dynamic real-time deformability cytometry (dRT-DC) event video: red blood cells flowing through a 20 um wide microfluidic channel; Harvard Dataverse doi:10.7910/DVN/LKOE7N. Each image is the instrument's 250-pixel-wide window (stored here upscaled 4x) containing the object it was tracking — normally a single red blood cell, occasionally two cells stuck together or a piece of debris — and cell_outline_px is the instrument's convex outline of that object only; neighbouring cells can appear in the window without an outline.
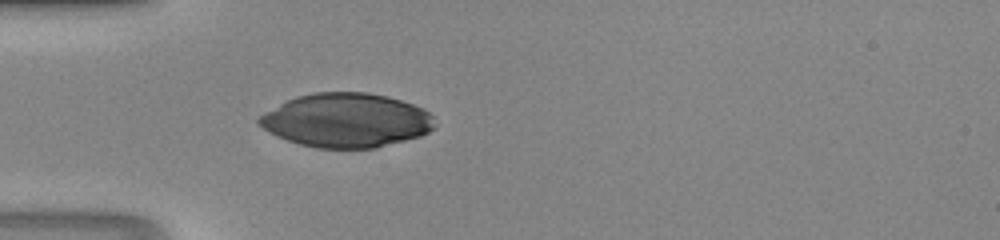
{"species": "human", "species_latin": "Homo sapiens", "temperature_condition": "room temperature", "stored_images_in_passage": 33, "camera_frame_rate_fps": 3000, "um_per_image_px": 0.085, "donor": {"sex": "male"}, "frame": {"image": 1, "passage_image": 1, "time_ms": 0.0, "image_size_px": [1000, 240], "cell_outline_px": [[436, 128], [420, 136], [376, 148], [316, 148], [300, 144], [276, 136], [268, 132], [256, 120], [264, 112], [296, 96], [316, 92], [368, 92], [388, 96], [424, 108], [432, 116], [436, 124]], "centroid_in_image_um": [29.46, 10.22], "position_along_channel_um": 55.5, "area_um2": 55.43}}